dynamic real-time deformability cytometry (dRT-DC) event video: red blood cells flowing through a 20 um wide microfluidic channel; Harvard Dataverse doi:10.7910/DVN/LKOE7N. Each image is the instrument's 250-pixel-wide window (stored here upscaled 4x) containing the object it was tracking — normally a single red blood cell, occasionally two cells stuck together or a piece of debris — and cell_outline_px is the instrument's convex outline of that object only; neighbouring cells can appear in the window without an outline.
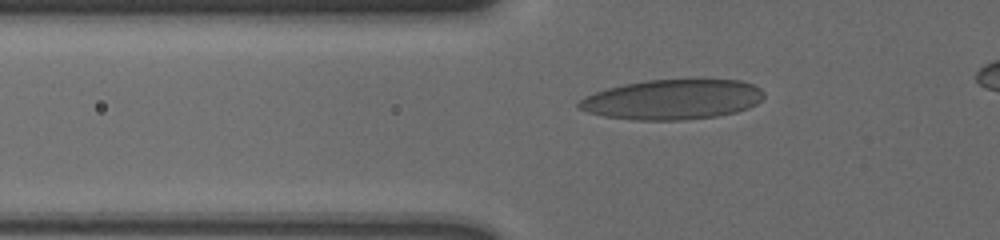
{"species": "human", "species_latin": "Homo sapiens", "temperature_condition": "cold", "stored_images_in_passage": 36, "camera_frame_rate_fps": 3000, "um_per_image_px": 0.085, "donor": {"sex": "male"}, "frame": {"image": 1, "passage_image": 2, "time_ms": 0.333, "image_size_px": [1000, 240], "cell_outline_px": [[764, 96], [756, 104], [748, 108], [736, 112], [716, 116], [680, 120], [636, 120], [604, 116], [588, 112], [576, 108], [576, 104], [584, 96], [608, 88], [624, 84], [648, 80], [740, 80], [752, 84], [760, 88], [764, 92]], "centroid_in_image_um": [57.14, 8.46], "position_along_channel_um": 68.7, "area_um2": 43.0}}
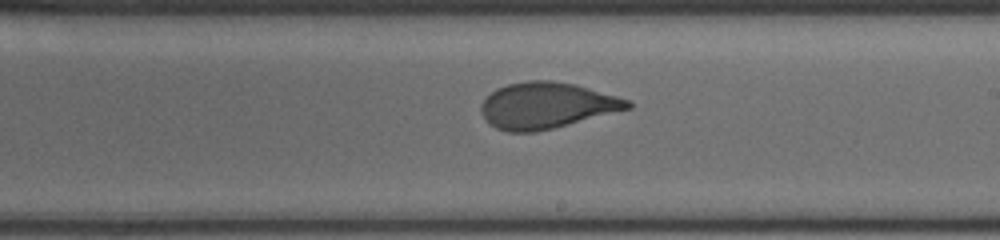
{"frame": {"image": 2, "passage_image": 17, "time_ms": 5.333, "image_size_px": [1000, 240], "cell_outline_px": [[632, 108], [536, 132], [508, 132], [496, 128], [480, 112], [480, 104], [496, 88], [508, 84], [528, 80], [552, 80], [572, 84], [588, 88], [616, 96], [628, 100], [632, 104]], "centroid_in_image_um": [46.44, 8.96], "position_along_channel_um": 242.6, "area_um2": 38.96}}
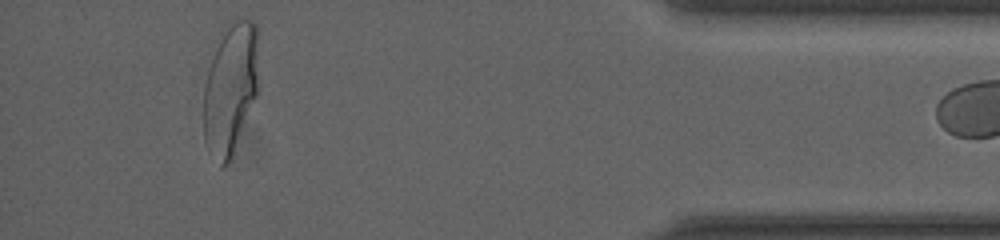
{"frame": {"image": 3, "passage_image": 35, "time_ms": 11.333, "image_size_px": [1000, 240], "cell_outline_px": [[256, 96], [232, 156], [220, 168], [204, 140], [204, 84], [208, 68], [220, 32], [236, 16], [252, 20], [256, 24]], "centroid_in_image_um": [19.55, 7.46], "position_along_channel_um": 415.6, "area_um2": 41.67}}